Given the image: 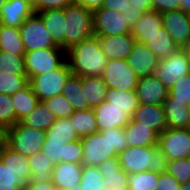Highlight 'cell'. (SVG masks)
<instances>
[{
  "label": "cell",
  "instance_id": "cell-27",
  "mask_svg": "<svg viewBox=\"0 0 190 190\" xmlns=\"http://www.w3.org/2000/svg\"><path fill=\"white\" fill-rule=\"evenodd\" d=\"M144 44L159 58L171 56L180 49L173 41L171 35L162 27L156 33L149 36Z\"/></svg>",
  "mask_w": 190,
  "mask_h": 190
},
{
  "label": "cell",
  "instance_id": "cell-11",
  "mask_svg": "<svg viewBox=\"0 0 190 190\" xmlns=\"http://www.w3.org/2000/svg\"><path fill=\"white\" fill-rule=\"evenodd\" d=\"M102 78L108 88L122 91L135 90L139 79L124 59L109 60L104 68Z\"/></svg>",
  "mask_w": 190,
  "mask_h": 190
},
{
  "label": "cell",
  "instance_id": "cell-47",
  "mask_svg": "<svg viewBox=\"0 0 190 190\" xmlns=\"http://www.w3.org/2000/svg\"><path fill=\"white\" fill-rule=\"evenodd\" d=\"M74 4V0H38L33 6L34 12L37 14L46 10L64 9Z\"/></svg>",
  "mask_w": 190,
  "mask_h": 190
},
{
  "label": "cell",
  "instance_id": "cell-37",
  "mask_svg": "<svg viewBox=\"0 0 190 190\" xmlns=\"http://www.w3.org/2000/svg\"><path fill=\"white\" fill-rule=\"evenodd\" d=\"M28 84L29 78L27 75H15L6 71L0 72V94L14 95Z\"/></svg>",
  "mask_w": 190,
  "mask_h": 190
},
{
  "label": "cell",
  "instance_id": "cell-31",
  "mask_svg": "<svg viewBox=\"0 0 190 190\" xmlns=\"http://www.w3.org/2000/svg\"><path fill=\"white\" fill-rule=\"evenodd\" d=\"M31 166V179L29 182H52L54 164L47 157L46 152H38L28 157Z\"/></svg>",
  "mask_w": 190,
  "mask_h": 190
},
{
  "label": "cell",
  "instance_id": "cell-49",
  "mask_svg": "<svg viewBox=\"0 0 190 190\" xmlns=\"http://www.w3.org/2000/svg\"><path fill=\"white\" fill-rule=\"evenodd\" d=\"M181 184L173 176L166 172L159 174L157 186L154 190H180Z\"/></svg>",
  "mask_w": 190,
  "mask_h": 190
},
{
  "label": "cell",
  "instance_id": "cell-57",
  "mask_svg": "<svg viewBox=\"0 0 190 190\" xmlns=\"http://www.w3.org/2000/svg\"><path fill=\"white\" fill-rule=\"evenodd\" d=\"M180 49L183 51L185 56L190 60V39L187 40Z\"/></svg>",
  "mask_w": 190,
  "mask_h": 190
},
{
  "label": "cell",
  "instance_id": "cell-21",
  "mask_svg": "<svg viewBox=\"0 0 190 190\" xmlns=\"http://www.w3.org/2000/svg\"><path fill=\"white\" fill-rule=\"evenodd\" d=\"M97 167L104 176V190H128L129 175L120 166L118 157L104 160Z\"/></svg>",
  "mask_w": 190,
  "mask_h": 190
},
{
  "label": "cell",
  "instance_id": "cell-40",
  "mask_svg": "<svg viewBox=\"0 0 190 190\" xmlns=\"http://www.w3.org/2000/svg\"><path fill=\"white\" fill-rule=\"evenodd\" d=\"M26 75L24 56L12 55L0 50V72Z\"/></svg>",
  "mask_w": 190,
  "mask_h": 190
},
{
  "label": "cell",
  "instance_id": "cell-35",
  "mask_svg": "<svg viewBox=\"0 0 190 190\" xmlns=\"http://www.w3.org/2000/svg\"><path fill=\"white\" fill-rule=\"evenodd\" d=\"M105 100L111 102V105L125 110L130 117L139 106L135 90L122 91L108 88Z\"/></svg>",
  "mask_w": 190,
  "mask_h": 190
},
{
  "label": "cell",
  "instance_id": "cell-43",
  "mask_svg": "<svg viewBox=\"0 0 190 190\" xmlns=\"http://www.w3.org/2000/svg\"><path fill=\"white\" fill-rule=\"evenodd\" d=\"M169 97L175 102L190 106V73L175 82L169 89Z\"/></svg>",
  "mask_w": 190,
  "mask_h": 190
},
{
  "label": "cell",
  "instance_id": "cell-17",
  "mask_svg": "<svg viewBox=\"0 0 190 190\" xmlns=\"http://www.w3.org/2000/svg\"><path fill=\"white\" fill-rule=\"evenodd\" d=\"M34 13L28 0H7L0 10V24L20 28Z\"/></svg>",
  "mask_w": 190,
  "mask_h": 190
},
{
  "label": "cell",
  "instance_id": "cell-62",
  "mask_svg": "<svg viewBox=\"0 0 190 190\" xmlns=\"http://www.w3.org/2000/svg\"><path fill=\"white\" fill-rule=\"evenodd\" d=\"M6 1H7V0H0V10H1V8L4 6V4H5Z\"/></svg>",
  "mask_w": 190,
  "mask_h": 190
},
{
  "label": "cell",
  "instance_id": "cell-34",
  "mask_svg": "<svg viewBox=\"0 0 190 190\" xmlns=\"http://www.w3.org/2000/svg\"><path fill=\"white\" fill-rule=\"evenodd\" d=\"M0 50L12 55L24 56L25 50L19 28L0 24Z\"/></svg>",
  "mask_w": 190,
  "mask_h": 190
},
{
  "label": "cell",
  "instance_id": "cell-29",
  "mask_svg": "<svg viewBox=\"0 0 190 190\" xmlns=\"http://www.w3.org/2000/svg\"><path fill=\"white\" fill-rule=\"evenodd\" d=\"M81 139L73 125L72 117L56 119V121L45 131V141L69 142Z\"/></svg>",
  "mask_w": 190,
  "mask_h": 190
},
{
  "label": "cell",
  "instance_id": "cell-7",
  "mask_svg": "<svg viewBox=\"0 0 190 190\" xmlns=\"http://www.w3.org/2000/svg\"><path fill=\"white\" fill-rule=\"evenodd\" d=\"M45 142V131L29 128L19 122L10 127L8 146L26 158L41 152Z\"/></svg>",
  "mask_w": 190,
  "mask_h": 190
},
{
  "label": "cell",
  "instance_id": "cell-39",
  "mask_svg": "<svg viewBox=\"0 0 190 190\" xmlns=\"http://www.w3.org/2000/svg\"><path fill=\"white\" fill-rule=\"evenodd\" d=\"M80 186L83 190H104V176L97 166H83Z\"/></svg>",
  "mask_w": 190,
  "mask_h": 190
},
{
  "label": "cell",
  "instance_id": "cell-53",
  "mask_svg": "<svg viewBox=\"0 0 190 190\" xmlns=\"http://www.w3.org/2000/svg\"><path fill=\"white\" fill-rule=\"evenodd\" d=\"M24 190H56V187L52 184V182H28L25 184Z\"/></svg>",
  "mask_w": 190,
  "mask_h": 190
},
{
  "label": "cell",
  "instance_id": "cell-2",
  "mask_svg": "<svg viewBox=\"0 0 190 190\" xmlns=\"http://www.w3.org/2000/svg\"><path fill=\"white\" fill-rule=\"evenodd\" d=\"M66 60L71 73L80 77L102 76L109 61L102 51L99 38L94 35L67 49Z\"/></svg>",
  "mask_w": 190,
  "mask_h": 190
},
{
  "label": "cell",
  "instance_id": "cell-33",
  "mask_svg": "<svg viewBox=\"0 0 190 190\" xmlns=\"http://www.w3.org/2000/svg\"><path fill=\"white\" fill-rule=\"evenodd\" d=\"M12 99L16 111L17 123L29 115L40 101L34 94L30 83L12 95Z\"/></svg>",
  "mask_w": 190,
  "mask_h": 190
},
{
  "label": "cell",
  "instance_id": "cell-18",
  "mask_svg": "<svg viewBox=\"0 0 190 190\" xmlns=\"http://www.w3.org/2000/svg\"><path fill=\"white\" fill-rule=\"evenodd\" d=\"M131 121L139 122L141 125L151 128L158 135L167 129L166 115L162 105L139 104L131 117Z\"/></svg>",
  "mask_w": 190,
  "mask_h": 190
},
{
  "label": "cell",
  "instance_id": "cell-36",
  "mask_svg": "<svg viewBox=\"0 0 190 190\" xmlns=\"http://www.w3.org/2000/svg\"><path fill=\"white\" fill-rule=\"evenodd\" d=\"M71 117L77 135L80 138L98 132L96 116L93 108L82 111H75Z\"/></svg>",
  "mask_w": 190,
  "mask_h": 190
},
{
  "label": "cell",
  "instance_id": "cell-12",
  "mask_svg": "<svg viewBox=\"0 0 190 190\" xmlns=\"http://www.w3.org/2000/svg\"><path fill=\"white\" fill-rule=\"evenodd\" d=\"M190 73V60L181 49H178L171 56L160 59L155 70V76L168 89L174 86L175 82Z\"/></svg>",
  "mask_w": 190,
  "mask_h": 190
},
{
  "label": "cell",
  "instance_id": "cell-63",
  "mask_svg": "<svg viewBox=\"0 0 190 190\" xmlns=\"http://www.w3.org/2000/svg\"><path fill=\"white\" fill-rule=\"evenodd\" d=\"M33 6L38 2V0H28Z\"/></svg>",
  "mask_w": 190,
  "mask_h": 190
},
{
  "label": "cell",
  "instance_id": "cell-14",
  "mask_svg": "<svg viewBox=\"0 0 190 190\" xmlns=\"http://www.w3.org/2000/svg\"><path fill=\"white\" fill-rule=\"evenodd\" d=\"M126 61L137 77L142 78L155 74L160 59L144 43L135 41Z\"/></svg>",
  "mask_w": 190,
  "mask_h": 190
},
{
  "label": "cell",
  "instance_id": "cell-59",
  "mask_svg": "<svg viewBox=\"0 0 190 190\" xmlns=\"http://www.w3.org/2000/svg\"><path fill=\"white\" fill-rule=\"evenodd\" d=\"M25 185H12V187H0V190H24Z\"/></svg>",
  "mask_w": 190,
  "mask_h": 190
},
{
  "label": "cell",
  "instance_id": "cell-30",
  "mask_svg": "<svg viewBox=\"0 0 190 190\" xmlns=\"http://www.w3.org/2000/svg\"><path fill=\"white\" fill-rule=\"evenodd\" d=\"M108 86L102 76L82 77V91L91 108L100 105L106 98Z\"/></svg>",
  "mask_w": 190,
  "mask_h": 190
},
{
  "label": "cell",
  "instance_id": "cell-20",
  "mask_svg": "<svg viewBox=\"0 0 190 190\" xmlns=\"http://www.w3.org/2000/svg\"><path fill=\"white\" fill-rule=\"evenodd\" d=\"M82 164L61 162L54 165L52 170V184L56 190L70 189L80 185L82 177Z\"/></svg>",
  "mask_w": 190,
  "mask_h": 190
},
{
  "label": "cell",
  "instance_id": "cell-32",
  "mask_svg": "<svg viewBox=\"0 0 190 190\" xmlns=\"http://www.w3.org/2000/svg\"><path fill=\"white\" fill-rule=\"evenodd\" d=\"M56 121L55 115L43 101H39L35 109L19 123L29 128L46 131Z\"/></svg>",
  "mask_w": 190,
  "mask_h": 190
},
{
  "label": "cell",
  "instance_id": "cell-24",
  "mask_svg": "<svg viewBox=\"0 0 190 190\" xmlns=\"http://www.w3.org/2000/svg\"><path fill=\"white\" fill-rule=\"evenodd\" d=\"M163 27L162 13L151 10L145 12L135 23L131 30L136 42L144 43L149 36Z\"/></svg>",
  "mask_w": 190,
  "mask_h": 190
},
{
  "label": "cell",
  "instance_id": "cell-5",
  "mask_svg": "<svg viewBox=\"0 0 190 190\" xmlns=\"http://www.w3.org/2000/svg\"><path fill=\"white\" fill-rule=\"evenodd\" d=\"M24 61L26 75L30 80L33 76L59 68L66 61V50L46 48L25 52Z\"/></svg>",
  "mask_w": 190,
  "mask_h": 190
},
{
  "label": "cell",
  "instance_id": "cell-55",
  "mask_svg": "<svg viewBox=\"0 0 190 190\" xmlns=\"http://www.w3.org/2000/svg\"><path fill=\"white\" fill-rule=\"evenodd\" d=\"M135 9H141L144 12L152 10V0H129Z\"/></svg>",
  "mask_w": 190,
  "mask_h": 190
},
{
  "label": "cell",
  "instance_id": "cell-52",
  "mask_svg": "<svg viewBox=\"0 0 190 190\" xmlns=\"http://www.w3.org/2000/svg\"><path fill=\"white\" fill-rule=\"evenodd\" d=\"M145 12L141 9H135L132 5L130 8L125 10L122 14L126 17V22L128 26L132 29L136 21L144 14Z\"/></svg>",
  "mask_w": 190,
  "mask_h": 190
},
{
  "label": "cell",
  "instance_id": "cell-3",
  "mask_svg": "<svg viewBox=\"0 0 190 190\" xmlns=\"http://www.w3.org/2000/svg\"><path fill=\"white\" fill-rule=\"evenodd\" d=\"M122 169L128 174L144 171L165 173L168 160L158 146L127 147L118 154Z\"/></svg>",
  "mask_w": 190,
  "mask_h": 190
},
{
  "label": "cell",
  "instance_id": "cell-46",
  "mask_svg": "<svg viewBox=\"0 0 190 190\" xmlns=\"http://www.w3.org/2000/svg\"><path fill=\"white\" fill-rule=\"evenodd\" d=\"M67 142H50L45 141L41 148V152H46L47 157L50 158L54 165L63 162L64 144Z\"/></svg>",
  "mask_w": 190,
  "mask_h": 190
},
{
  "label": "cell",
  "instance_id": "cell-16",
  "mask_svg": "<svg viewBox=\"0 0 190 190\" xmlns=\"http://www.w3.org/2000/svg\"><path fill=\"white\" fill-rule=\"evenodd\" d=\"M93 110L99 132L109 128H124L131 120L125 110L111 105V102L106 100L94 107Z\"/></svg>",
  "mask_w": 190,
  "mask_h": 190
},
{
  "label": "cell",
  "instance_id": "cell-25",
  "mask_svg": "<svg viewBox=\"0 0 190 190\" xmlns=\"http://www.w3.org/2000/svg\"><path fill=\"white\" fill-rule=\"evenodd\" d=\"M0 159L24 184L30 181L31 166L28 158L7 145L0 151Z\"/></svg>",
  "mask_w": 190,
  "mask_h": 190
},
{
  "label": "cell",
  "instance_id": "cell-48",
  "mask_svg": "<svg viewBox=\"0 0 190 190\" xmlns=\"http://www.w3.org/2000/svg\"><path fill=\"white\" fill-rule=\"evenodd\" d=\"M12 185H25L16 174L0 159V187H12Z\"/></svg>",
  "mask_w": 190,
  "mask_h": 190
},
{
  "label": "cell",
  "instance_id": "cell-10",
  "mask_svg": "<svg viewBox=\"0 0 190 190\" xmlns=\"http://www.w3.org/2000/svg\"><path fill=\"white\" fill-rule=\"evenodd\" d=\"M94 36L107 37L130 34L131 28L126 22L124 14L105 8L93 11Z\"/></svg>",
  "mask_w": 190,
  "mask_h": 190
},
{
  "label": "cell",
  "instance_id": "cell-1",
  "mask_svg": "<svg viewBox=\"0 0 190 190\" xmlns=\"http://www.w3.org/2000/svg\"><path fill=\"white\" fill-rule=\"evenodd\" d=\"M83 166H99L104 160L118 157L128 147L124 128L98 131L81 138Z\"/></svg>",
  "mask_w": 190,
  "mask_h": 190
},
{
  "label": "cell",
  "instance_id": "cell-19",
  "mask_svg": "<svg viewBox=\"0 0 190 190\" xmlns=\"http://www.w3.org/2000/svg\"><path fill=\"white\" fill-rule=\"evenodd\" d=\"M98 38L100 40L102 51L108 60H126L136 41L131 33Z\"/></svg>",
  "mask_w": 190,
  "mask_h": 190
},
{
  "label": "cell",
  "instance_id": "cell-41",
  "mask_svg": "<svg viewBox=\"0 0 190 190\" xmlns=\"http://www.w3.org/2000/svg\"><path fill=\"white\" fill-rule=\"evenodd\" d=\"M43 102L55 115L56 119L70 117L75 112L63 94L47 98Z\"/></svg>",
  "mask_w": 190,
  "mask_h": 190
},
{
  "label": "cell",
  "instance_id": "cell-61",
  "mask_svg": "<svg viewBox=\"0 0 190 190\" xmlns=\"http://www.w3.org/2000/svg\"><path fill=\"white\" fill-rule=\"evenodd\" d=\"M65 190H83V189H82V187L80 185H78V186H73L72 188L65 189Z\"/></svg>",
  "mask_w": 190,
  "mask_h": 190
},
{
  "label": "cell",
  "instance_id": "cell-13",
  "mask_svg": "<svg viewBox=\"0 0 190 190\" xmlns=\"http://www.w3.org/2000/svg\"><path fill=\"white\" fill-rule=\"evenodd\" d=\"M139 104L163 105L169 96V89L154 75L138 79L135 88Z\"/></svg>",
  "mask_w": 190,
  "mask_h": 190
},
{
  "label": "cell",
  "instance_id": "cell-56",
  "mask_svg": "<svg viewBox=\"0 0 190 190\" xmlns=\"http://www.w3.org/2000/svg\"><path fill=\"white\" fill-rule=\"evenodd\" d=\"M10 128L0 123V151L8 145Z\"/></svg>",
  "mask_w": 190,
  "mask_h": 190
},
{
  "label": "cell",
  "instance_id": "cell-28",
  "mask_svg": "<svg viewBox=\"0 0 190 190\" xmlns=\"http://www.w3.org/2000/svg\"><path fill=\"white\" fill-rule=\"evenodd\" d=\"M62 94L67 98L74 111L91 109L82 91V77L71 74L63 86Z\"/></svg>",
  "mask_w": 190,
  "mask_h": 190
},
{
  "label": "cell",
  "instance_id": "cell-6",
  "mask_svg": "<svg viewBox=\"0 0 190 190\" xmlns=\"http://www.w3.org/2000/svg\"><path fill=\"white\" fill-rule=\"evenodd\" d=\"M71 70L67 60L57 69H53L47 73L33 76L29 83L34 94L40 101L47 98L62 94V89Z\"/></svg>",
  "mask_w": 190,
  "mask_h": 190
},
{
  "label": "cell",
  "instance_id": "cell-58",
  "mask_svg": "<svg viewBox=\"0 0 190 190\" xmlns=\"http://www.w3.org/2000/svg\"><path fill=\"white\" fill-rule=\"evenodd\" d=\"M180 9L183 12H190V0H180Z\"/></svg>",
  "mask_w": 190,
  "mask_h": 190
},
{
  "label": "cell",
  "instance_id": "cell-44",
  "mask_svg": "<svg viewBox=\"0 0 190 190\" xmlns=\"http://www.w3.org/2000/svg\"><path fill=\"white\" fill-rule=\"evenodd\" d=\"M0 123L9 128L17 123L12 95L0 94Z\"/></svg>",
  "mask_w": 190,
  "mask_h": 190
},
{
  "label": "cell",
  "instance_id": "cell-60",
  "mask_svg": "<svg viewBox=\"0 0 190 190\" xmlns=\"http://www.w3.org/2000/svg\"><path fill=\"white\" fill-rule=\"evenodd\" d=\"M180 190H190V181H188L184 184H181Z\"/></svg>",
  "mask_w": 190,
  "mask_h": 190
},
{
  "label": "cell",
  "instance_id": "cell-15",
  "mask_svg": "<svg viewBox=\"0 0 190 190\" xmlns=\"http://www.w3.org/2000/svg\"><path fill=\"white\" fill-rule=\"evenodd\" d=\"M162 24L179 48L190 39V18L187 12L181 9L164 12Z\"/></svg>",
  "mask_w": 190,
  "mask_h": 190
},
{
  "label": "cell",
  "instance_id": "cell-50",
  "mask_svg": "<svg viewBox=\"0 0 190 190\" xmlns=\"http://www.w3.org/2000/svg\"><path fill=\"white\" fill-rule=\"evenodd\" d=\"M180 9V0H152V10L159 13Z\"/></svg>",
  "mask_w": 190,
  "mask_h": 190
},
{
  "label": "cell",
  "instance_id": "cell-54",
  "mask_svg": "<svg viewBox=\"0 0 190 190\" xmlns=\"http://www.w3.org/2000/svg\"><path fill=\"white\" fill-rule=\"evenodd\" d=\"M104 0H74V4L83 6L84 8L94 11L101 8Z\"/></svg>",
  "mask_w": 190,
  "mask_h": 190
},
{
  "label": "cell",
  "instance_id": "cell-22",
  "mask_svg": "<svg viewBox=\"0 0 190 190\" xmlns=\"http://www.w3.org/2000/svg\"><path fill=\"white\" fill-rule=\"evenodd\" d=\"M124 130L128 147L158 146L159 135L139 122L130 120Z\"/></svg>",
  "mask_w": 190,
  "mask_h": 190
},
{
  "label": "cell",
  "instance_id": "cell-8",
  "mask_svg": "<svg viewBox=\"0 0 190 190\" xmlns=\"http://www.w3.org/2000/svg\"><path fill=\"white\" fill-rule=\"evenodd\" d=\"M25 52L46 48H61L52 39L42 18L34 13L19 28Z\"/></svg>",
  "mask_w": 190,
  "mask_h": 190
},
{
  "label": "cell",
  "instance_id": "cell-51",
  "mask_svg": "<svg viewBox=\"0 0 190 190\" xmlns=\"http://www.w3.org/2000/svg\"><path fill=\"white\" fill-rule=\"evenodd\" d=\"M130 7L131 4L129 0H104L101 8L123 13Z\"/></svg>",
  "mask_w": 190,
  "mask_h": 190
},
{
  "label": "cell",
  "instance_id": "cell-64",
  "mask_svg": "<svg viewBox=\"0 0 190 190\" xmlns=\"http://www.w3.org/2000/svg\"><path fill=\"white\" fill-rule=\"evenodd\" d=\"M186 129L190 132V118H189L188 124L186 126Z\"/></svg>",
  "mask_w": 190,
  "mask_h": 190
},
{
  "label": "cell",
  "instance_id": "cell-45",
  "mask_svg": "<svg viewBox=\"0 0 190 190\" xmlns=\"http://www.w3.org/2000/svg\"><path fill=\"white\" fill-rule=\"evenodd\" d=\"M83 157V145L81 139L69 141L64 144L63 162L81 164Z\"/></svg>",
  "mask_w": 190,
  "mask_h": 190
},
{
  "label": "cell",
  "instance_id": "cell-26",
  "mask_svg": "<svg viewBox=\"0 0 190 190\" xmlns=\"http://www.w3.org/2000/svg\"><path fill=\"white\" fill-rule=\"evenodd\" d=\"M162 106L166 115L167 128H186L190 118V106L175 102L169 96Z\"/></svg>",
  "mask_w": 190,
  "mask_h": 190
},
{
  "label": "cell",
  "instance_id": "cell-4",
  "mask_svg": "<svg viewBox=\"0 0 190 190\" xmlns=\"http://www.w3.org/2000/svg\"><path fill=\"white\" fill-rule=\"evenodd\" d=\"M65 11V50L94 35L93 11L73 4Z\"/></svg>",
  "mask_w": 190,
  "mask_h": 190
},
{
  "label": "cell",
  "instance_id": "cell-42",
  "mask_svg": "<svg viewBox=\"0 0 190 190\" xmlns=\"http://www.w3.org/2000/svg\"><path fill=\"white\" fill-rule=\"evenodd\" d=\"M166 173L173 175L180 184L190 181V157L168 161Z\"/></svg>",
  "mask_w": 190,
  "mask_h": 190
},
{
  "label": "cell",
  "instance_id": "cell-38",
  "mask_svg": "<svg viewBox=\"0 0 190 190\" xmlns=\"http://www.w3.org/2000/svg\"><path fill=\"white\" fill-rule=\"evenodd\" d=\"M158 179L159 173L150 170L130 174L128 177V190H154Z\"/></svg>",
  "mask_w": 190,
  "mask_h": 190
},
{
  "label": "cell",
  "instance_id": "cell-23",
  "mask_svg": "<svg viewBox=\"0 0 190 190\" xmlns=\"http://www.w3.org/2000/svg\"><path fill=\"white\" fill-rule=\"evenodd\" d=\"M43 20L53 41L65 50V11L52 9L37 13Z\"/></svg>",
  "mask_w": 190,
  "mask_h": 190
},
{
  "label": "cell",
  "instance_id": "cell-9",
  "mask_svg": "<svg viewBox=\"0 0 190 190\" xmlns=\"http://www.w3.org/2000/svg\"><path fill=\"white\" fill-rule=\"evenodd\" d=\"M158 147L168 161L190 157V132L186 128L165 129L158 140Z\"/></svg>",
  "mask_w": 190,
  "mask_h": 190
}]
</instances>
